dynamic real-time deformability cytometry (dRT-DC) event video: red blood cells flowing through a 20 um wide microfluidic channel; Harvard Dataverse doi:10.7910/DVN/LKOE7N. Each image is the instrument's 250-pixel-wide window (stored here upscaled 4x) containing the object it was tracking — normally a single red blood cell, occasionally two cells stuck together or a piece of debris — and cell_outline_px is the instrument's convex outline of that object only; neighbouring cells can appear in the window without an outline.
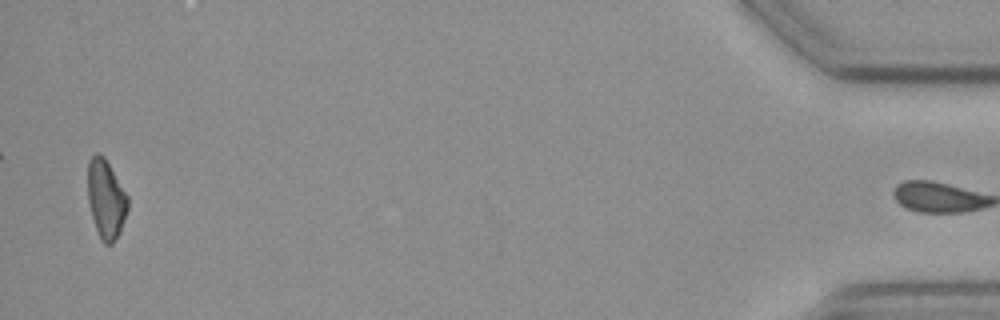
{"species": "common noctule bat (a hibernating species)", "species_latin": "Nyctalus noctula", "temperature_condition": "cold", "stored_images_in_passage": 56, "camera_frame_rate_fps": 3000, "um_per_image_px": 0.085, "animal": {"sex": "female", "body_mass_g": 19.3, "forearm_length_mm": 54.1}, "frame": {"image": 1, "passage_image": 55, "time_ms": 18.0, "image_size_px": [1000, 320], "cell_outline_px": [[128, 208], [120, 232], [112, 244], [104, 244], [100, 240], [92, 216], [88, 200], [88, 160], [96, 152], [100, 152], [104, 156], [128, 196]], "centroid_in_image_um": [9.0, 16.91], "position_along_channel_um": 426.2, "area_um2": 18.38}}